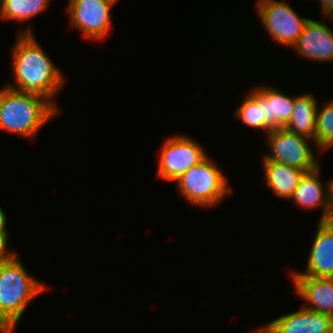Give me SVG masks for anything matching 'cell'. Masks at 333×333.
Masks as SVG:
<instances>
[{
	"label": "cell",
	"instance_id": "1",
	"mask_svg": "<svg viewBox=\"0 0 333 333\" xmlns=\"http://www.w3.org/2000/svg\"><path fill=\"white\" fill-rule=\"evenodd\" d=\"M12 49V76L15 84H5L7 87L28 93H36L54 101L66 82V75L53 63L37 41L31 27L27 26L18 33Z\"/></svg>",
	"mask_w": 333,
	"mask_h": 333
},
{
	"label": "cell",
	"instance_id": "2",
	"mask_svg": "<svg viewBox=\"0 0 333 333\" xmlns=\"http://www.w3.org/2000/svg\"><path fill=\"white\" fill-rule=\"evenodd\" d=\"M50 100L36 93L0 88V130L34 138L59 113Z\"/></svg>",
	"mask_w": 333,
	"mask_h": 333
},
{
	"label": "cell",
	"instance_id": "3",
	"mask_svg": "<svg viewBox=\"0 0 333 333\" xmlns=\"http://www.w3.org/2000/svg\"><path fill=\"white\" fill-rule=\"evenodd\" d=\"M20 260L16 255L0 261V320L13 333L30 302L48 289Z\"/></svg>",
	"mask_w": 333,
	"mask_h": 333
},
{
	"label": "cell",
	"instance_id": "4",
	"mask_svg": "<svg viewBox=\"0 0 333 333\" xmlns=\"http://www.w3.org/2000/svg\"><path fill=\"white\" fill-rule=\"evenodd\" d=\"M220 169L216 162L207 156L176 181L178 193L197 208L211 209L218 206L233 192L228 178Z\"/></svg>",
	"mask_w": 333,
	"mask_h": 333
},
{
	"label": "cell",
	"instance_id": "5",
	"mask_svg": "<svg viewBox=\"0 0 333 333\" xmlns=\"http://www.w3.org/2000/svg\"><path fill=\"white\" fill-rule=\"evenodd\" d=\"M266 139L270 150L268 153L264 152L262 161H277L306 172L320 166L316 153L311 148V143L317 148L314 140L285 128L272 130L266 135Z\"/></svg>",
	"mask_w": 333,
	"mask_h": 333
},
{
	"label": "cell",
	"instance_id": "6",
	"mask_svg": "<svg viewBox=\"0 0 333 333\" xmlns=\"http://www.w3.org/2000/svg\"><path fill=\"white\" fill-rule=\"evenodd\" d=\"M255 7L268 36L283 47L292 48L310 19L297 15V12L284 1L258 0Z\"/></svg>",
	"mask_w": 333,
	"mask_h": 333
},
{
	"label": "cell",
	"instance_id": "7",
	"mask_svg": "<svg viewBox=\"0 0 333 333\" xmlns=\"http://www.w3.org/2000/svg\"><path fill=\"white\" fill-rule=\"evenodd\" d=\"M160 153L156 177L174 182L208 156L204 146L187 135L166 138Z\"/></svg>",
	"mask_w": 333,
	"mask_h": 333
},
{
	"label": "cell",
	"instance_id": "8",
	"mask_svg": "<svg viewBox=\"0 0 333 333\" xmlns=\"http://www.w3.org/2000/svg\"><path fill=\"white\" fill-rule=\"evenodd\" d=\"M115 0H69L66 14L72 28L88 40H103L112 28L111 9Z\"/></svg>",
	"mask_w": 333,
	"mask_h": 333
},
{
	"label": "cell",
	"instance_id": "9",
	"mask_svg": "<svg viewBox=\"0 0 333 333\" xmlns=\"http://www.w3.org/2000/svg\"><path fill=\"white\" fill-rule=\"evenodd\" d=\"M255 333H333V317L301 307L261 326Z\"/></svg>",
	"mask_w": 333,
	"mask_h": 333
},
{
	"label": "cell",
	"instance_id": "10",
	"mask_svg": "<svg viewBox=\"0 0 333 333\" xmlns=\"http://www.w3.org/2000/svg\"><path fill=\"white\" fill-rule=\"evenodd\" d=\"M320 166L306 172L289 200L304 210L322 209L319 221H329L332 214V181L324 186L320 180Z\"/></svg>",
	"mask_w": 333,
	"mask_h": 333
},
{
	"label": "cell",
	"instance_id": "11",
	"mask_svg": "<svg viewBox=\"0 0 333 333\" xmlns=\"http://www.w3.org/2000/svg\"><path fill=\"white\" fill-rule=\"evenodd\" d=\"M292 48L296 55L312 62H331L333 30L322 21L309 19Z\"/></svg>",
	"mask_w": 333,
	"mask_h": 333
},
{
	"label": "cell",
	"instance_id": "12",
	"mask_svg": "<svg viewBox=\"0 0 333 333\" xmlns=\"http://www.w3.org/2000/svg\"><path fill=\"white\" fill-rule=\"evenodd\" d=\"M305 271H293L289 276L333 278V225L319 221Z\"/></svg>",
	"mask_w": 333,
	"mask_h": 333
},
{
	"label": "cell",
	"instance_id": "13",
	"mask_svg": "<svg viewBox=\"0 0 333 333\" xmlns=\"http://www.w3.org/2000/svg\"><path fill=\"white\" fill-rule=\"evenodd\" d=\"M249 92L260 102L266 116V135L274 129L284 128L291 119L295 96H287L272 86L258 85Z\"/></svg>",
	"mask_w": 333,
	"mask_h": 333
},
{
	"label": "cell",
	"instance_id": "14",
	"mask_svg": "<svg viewBox=\"0 0 333 333\" xmlns=\"http://www.w3.org/2000/svg\"><path fill=\"white\" fill-rule=\"evenodd\" d=\"M294 294L307 302L303 308L333 317V278L291 276Z\"/></svg>",
	"mask_w": 333,
	"mask_h": 333
},
{
	"label": "cell",
	"instance_id": "15",
	"mask_svg": "<svg viewBox=\"0 0 333 333\" xmlns=\"http://www.w3.org/2000/svg\"><path fill=\"white\" fill-rule=\"evenodd\" d=\"M266 187L281 199H290L306 171L277 161H262Z\"/></svg>",
	"mask_w": 333,
	"mask_h": 333
},
{
	"label": "cell",
	"instance_id": "16",
	"mask_svg": "<svg viewBox=\"0 0 333 333\" xmlns=\"http://www.w3.org/2000/svg\"><path fill=\"white\" fill-rule=\"evenodd\" d=\"M317 101L312 93L296 95L291 119L284 127L292 133L303 135L314 140L315 145Z\"/></svg>",
	"mask_w": 333,
	"mask_h": 333
},
{
	"label": "cell",
	"instance_id": "17",
	"mask_svg": "<svg viewBox=\"0 0 333 333\" xmlns=\"http://www.w3.org/2000/svg\"><path fill=\"white\" fill-rule=\"evenodd\" d=\"M51 0H0V19L28 22L43 13L49 7Z\"/></svg>",
	"mask_w": 333,
	"mask_h": 333
},
{
	"label": "cell",
	"instance_id": "18",
	"mask_svg": "<svg viewBox=\"0 0 333 333\" xmlns=\"http://www.w3.org/2000/svg\"><path fill=\"white\" fill-rule=\"evenodd\" d=\"M316 146L318 153L333 148V99L321 107L316 113Z\"/></svg>",
	"mask_w": 333,
	"mask_h": 333
},
{
	"label": "cell",
	"instance_id": "19",
	"mask_svg": "<svg viewBox=\"0 0 333 333\" xmlns=\"http://www.w3.org/2000/svg\"><path fill=\"white\" fill-rule=\"evenodd\" d=\"M234 117L241 120L245 126L253 129H263L266 135V116L260 102L250 93H246L241 105L234 111Z\"/></svg>",
	"mask_w": 333,
	"mask_h": 333
},
{
	"label": "cell",
	"instance_id": "20",
	"mask_svg": "<svg viewBox=\"0 0 333 333\" xmlns=\"http://www.w3.org/2000/svg\"><path fill=\"white\" fill-rule=\"evenodd\" d=\"M9 233L0 231V261L14 258L17 254L13 250H9Z\"/></svg>",
	"mask_w": 333,
	"mask_h": 333
},
{
	"label": "cell",
	"instance_id": "21",
	"mask_svg": "<svg viewBox=\"0 0 333 333\" xmlns=\"http://www.w3.org/2000/svg\"><path fill=\"white\" fill-rule=\"evenodd\" d=\"M322 16L330 17L333 14V0H319Z\"/></svg>",
	"mask_w": 333,
	"mask_h": 333
},
{
	"label": "cell",
	"instance_id": "22",
	"mask_svg": "<svg viewBox=\"0 0 333 333\" xmlns=\"http://www.w3.org/2000/svg\"><path fill=\"white\" fill-rule=\"evenodd\" d=\"M7 217L4 210L0 207V231H7L6 224H7Z\"/></svg>",
	"mask_w": 333,
	"mask_h": 333
},
{
	"label": "cell",
	"instance_id": "23",
	"mask_svg": "<svg viewBox=\"0 0 333 333\" xmlns=\"http://www.w3.org/2000/svg\"><path fill=\"white\" fill-rule=\"evenodd\" d=\"M0 333H13V332L0 320Z\"/></svg>",
	"mask_w": 333,
	"mask_h": 333
},
{
	"label": "cell",
	"instance_id": "24",
	"mask_svg": "<svg viewBox=\"0 0 333 333\" xmlns=\"http://www.w3.org/2000/svg\"><path fill=\"white\" fill-rule=\"evenodd\" d=\"M332 181V210H333V179H331Z\"/></svg>",
	"mask_w": 333,
	"mask_h": 333
},
{
	"label": "cell",
	"instance_id": "25",
	"mask_svg": "<svg viewBox=\"0 0 333 333\" xmlns=\"http://www.w3.org/2000/svg\"><path fill=\"white\" fill-rule=\"evenodd\" d=\"M331 222V224L333 225V210H332V214H331V218L329 220Z\"/></svg>",
	"mask_w": 333,
	"mask_h": 333
},
{
	"label": "cell",
	"instance_id": "26",
	"mask_svg": "<svg viewBox=\"0 0 333 333\" xmlns=\"http://www.w3.org/2000/svg\"><path fill=\"white\" fill-rule=\"evenodd\" d=\"M325 18H330L331 19V22L333 21V14L330 16V17H324Z\"/></svg>",
	"mask_w": 333,
	"mask_h": 333
}]
</instances>
